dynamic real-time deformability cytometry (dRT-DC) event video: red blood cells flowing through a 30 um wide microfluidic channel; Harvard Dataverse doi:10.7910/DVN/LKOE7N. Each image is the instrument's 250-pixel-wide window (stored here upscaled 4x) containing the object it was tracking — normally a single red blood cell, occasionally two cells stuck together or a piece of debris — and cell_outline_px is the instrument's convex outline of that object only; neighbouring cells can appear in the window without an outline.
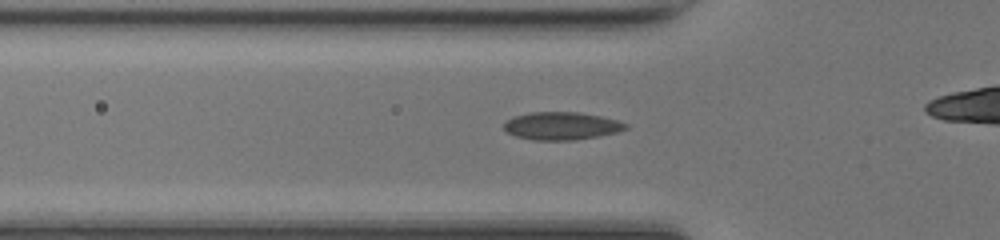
{"species": "common noctule bat (a hibernating species)", "species_latin": "Nyctalus noctula", "temperature_condition": "room temperature", "stored_images_in_passage": 38, "camera_frame_rate_fps": 3000, "um_per_image_px": 0.085, "animal": {"sex": "female", "body_mass_g": 17.0, "forearm_length_mm": 48.0}, "frame": {"image": 1, "passage_image": 15, "time_ms": 4.667, "image_size_px": [1000, 240], "cell_outline_px": [[628, 128], [616, 132], [600, 136], [576, 140], [532, 140], [516, 136], [508, 132], [504, 128], [504, 120], [512, 116], [532, 112], [580, 112], [600, 116], [616, 120], [628, 124]], "centroid_in_image_um": [47.71, 10.7], "position_along_channel_um": 78.1, "area_um2": 19.83}}
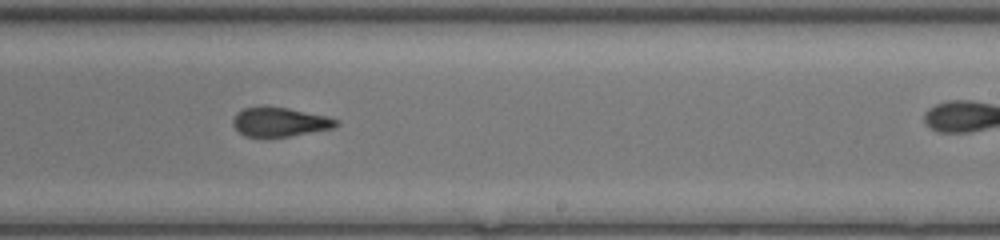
{"frame": {"image": 2, "passage_image": 28, "time_ms": 9.0, "image_size_px": [1000, 240], "cell_outline_px": [[340, 124], [332, 128], [288, 136], [264, 140], [244, 136], [232, 124], [232, 120], [236, 112], [244, 108], [264, 104], [268, 104], [328, 116], [340, 120]], "centroid_in_image_um": [23.72, 10.36], "position_along_channel_um": 265.3, "area_um2": 18.44}}
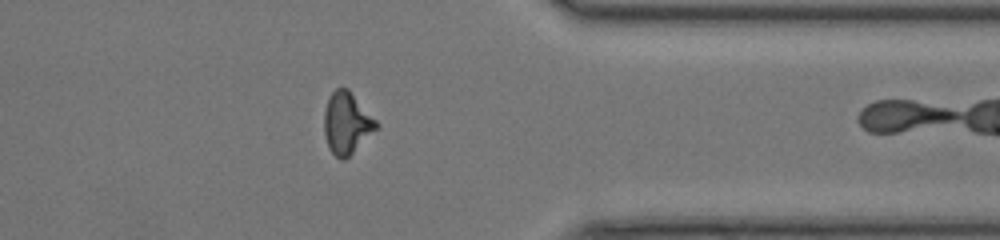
{"frame": {"image": 3, "passage_image": 37, "time_ms": 12.0, "image_size_px": [1000, 240], "cell_outline_px": [[380, 124], [344, 160], [340, 160], [328, 148], [324, 132], [324, 112], [328, 100], [332, 92], [336, 88], [348, 88]], "centroid_in_image_um": [29.45, 10.44], "position_along_channel_um": 381.9, "area_um2": 18.38}}